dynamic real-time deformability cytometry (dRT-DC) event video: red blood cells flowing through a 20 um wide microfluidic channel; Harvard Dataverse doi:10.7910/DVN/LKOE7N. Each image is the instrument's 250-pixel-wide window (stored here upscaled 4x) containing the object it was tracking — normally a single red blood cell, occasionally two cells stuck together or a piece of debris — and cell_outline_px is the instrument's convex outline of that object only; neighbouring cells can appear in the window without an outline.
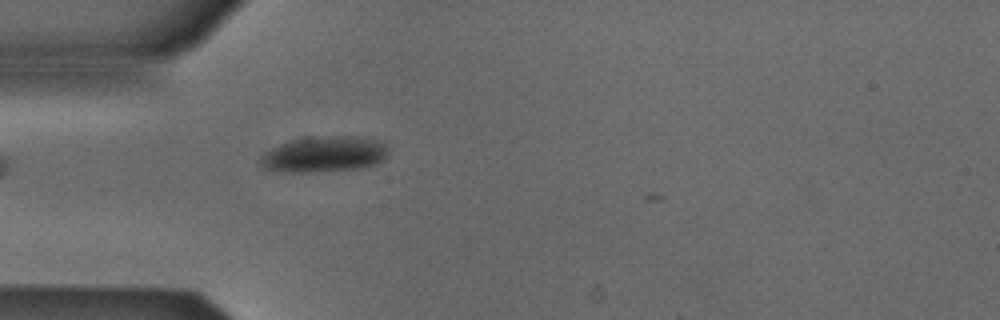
{"species": "Egyptian fruit bat (a non-hibernating species)", "species_latin": "Rousettus aegyptiacus", "temperature_condition": "cold", "stored_images_in_passage": 1, "camera_frame_rate_fps": 3000, "um_per_image_px": 0.085, "animal": {"sex": "male"}, "frame": {"image": 1, "passage_image": 1, "time_ms": 0.0, "image_size_px": [1000, 320], "cell_outline_px": [[388, 156], [376, 164], [360, 168], [312, 172], [280, 172], [264, 168], [256, 160], [264, 152], [280, 144], [292, 140], [308, 136], [364, 136], [380, 140], [388, 144]], "centroid_in_image_um": [27.57, 13.1], "position_along_channel_um": 57.4, "area_um2": 27.34}}